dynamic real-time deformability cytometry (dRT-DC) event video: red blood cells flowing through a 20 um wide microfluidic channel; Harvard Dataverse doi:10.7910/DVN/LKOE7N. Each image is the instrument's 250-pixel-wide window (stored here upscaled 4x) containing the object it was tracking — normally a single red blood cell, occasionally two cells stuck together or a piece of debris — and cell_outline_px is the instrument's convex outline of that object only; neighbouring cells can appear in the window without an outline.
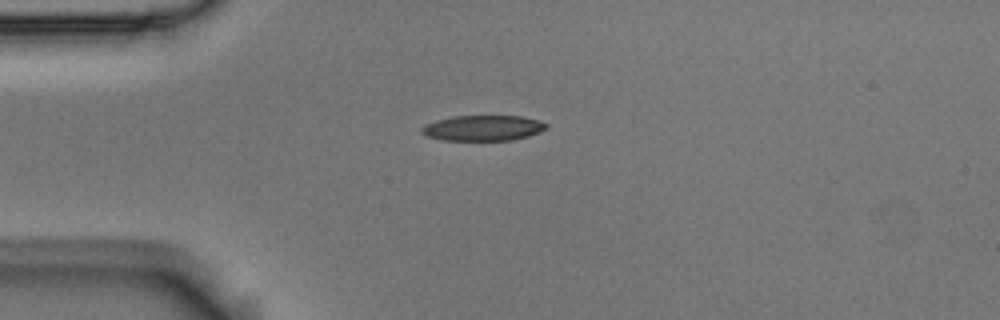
{"species": "Egyptian fruit bat (a non-hibernating species)", "species_latin": "Rousettus aegyptiacus", "temperature_condition": "room temperature", "stored_images_in_passage": 5, "camera_frame_rate_fps": 3000, "um_per_image_px": 0.085, "animal": {"sex": "male"}, "frame": {"image": 1, "passage_image": 1, "time_ms": 0.0, "image_size_px": [1000, 320], "cell_outline_px": [[548, 128], [540, 132], [528, 136], [512, 140], [444, 140], [428, 136], [420, 132], [420, 128], [424, 124], [436, 120], [452, 116], [520, 116], [540, 120], [548, 124]], "centroid_in_image_um": [41.07, 10.87], "position_along_channel_um": 43.9, "area_um2": 18.61}}
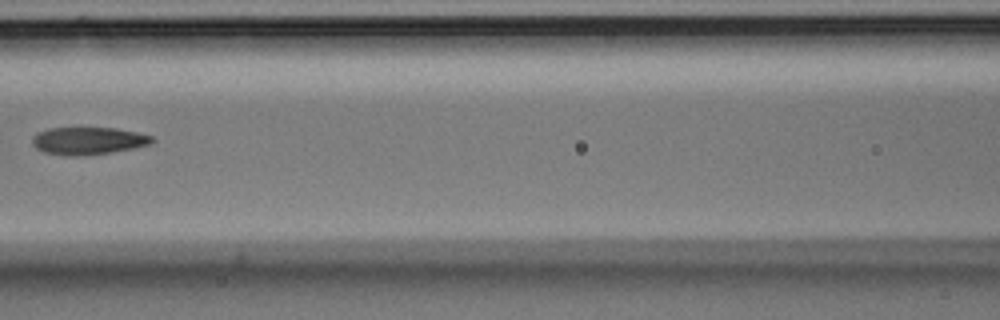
{"frame": {"image": 2, "passage_image": 4, "time_ms": 1.0, "image_size_px": [1000, 320], "cell_outline_px": [[156, 140], [148, 144], [132, 148], [108, 152], [76, 156], [68, 156], [44, 152], [36, 148], [32, 144], [32, 136], [36, 132], [48, 128], [116, 128], [136, 132], [152, 136]], "centroid_in_image_um": [7.44, 11.95], "position_along_channel_um": 159.2, "area_um2": 19.02}}
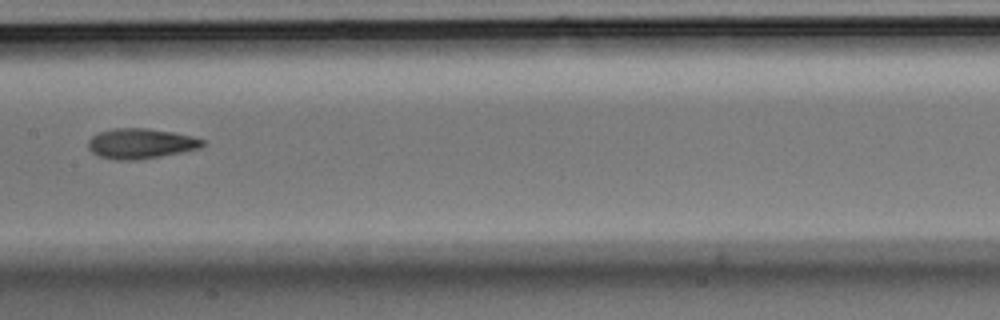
{"frame": {"image": 3, "passage_image": 5, "time_ms": 1.333, "image_size_px": [1000, 320], "cell_outline_px": [[204, 144], [200, 148], [184, 152], [136, 160], [116, 160], [100, 156], [92, 152], [88, 148], [88, 140], [96, 132], [116, 128], [148, 128], [172, 132], [192, 136], [204, 140]], "centroid_in_image_um": [11.95, 12.2], "position_along_channel_um": 195.5, "area_um2": 20.17}}